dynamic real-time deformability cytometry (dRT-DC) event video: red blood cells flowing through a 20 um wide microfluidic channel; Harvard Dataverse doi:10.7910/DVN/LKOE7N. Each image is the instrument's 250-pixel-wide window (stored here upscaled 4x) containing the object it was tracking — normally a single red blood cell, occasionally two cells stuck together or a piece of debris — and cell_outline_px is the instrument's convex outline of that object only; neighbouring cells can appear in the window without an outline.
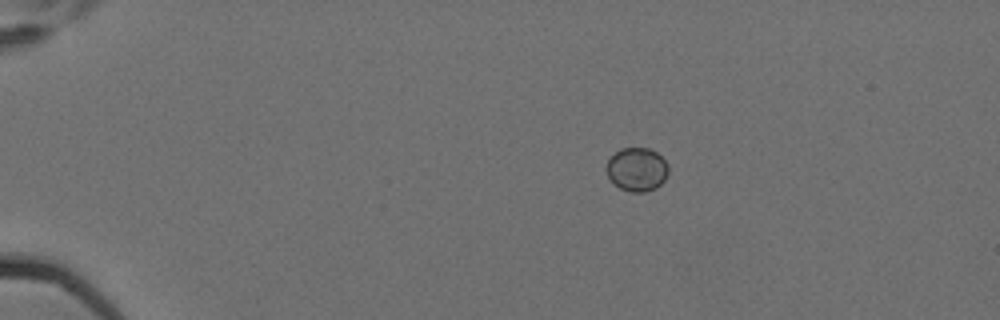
{"species": "Egyptian fruit bat (a non-hibernating species)", "species_latin": "Rousettus aegyptiacus", "temperature_condition": "cold", "stored_images_in_passage": 3, "camera_frame_rate_fps": 3000, "um_per_image_px": 0.085, "animal": {"sex": "female"}, "frame": {"image": 1, "passage_image": 1, "time_ms": 0.0, "image_size_px": [1000, 320], "cell_outline_px": [[668, 172], [664, 180], [656, 188], [644, 192], [632, 192], [620, 188], [608, 176], [604, 168], [608, 160], [620, 148], [648, 148], [656, 152], [668, 164]], "centroid_in_image_um": [54.13, 14.39], "position_along_channel_um": 30.9, "area_um2": 15.66}}